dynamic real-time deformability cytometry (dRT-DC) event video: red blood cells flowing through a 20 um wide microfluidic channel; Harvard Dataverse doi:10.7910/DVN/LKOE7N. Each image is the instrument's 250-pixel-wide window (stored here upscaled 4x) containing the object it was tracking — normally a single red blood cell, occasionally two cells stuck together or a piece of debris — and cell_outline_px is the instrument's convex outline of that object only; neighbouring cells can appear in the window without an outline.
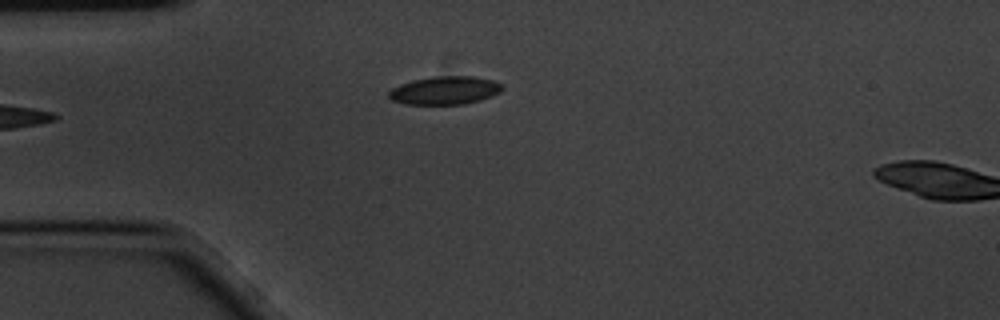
{"species": "common noctule bat (a hibernating species)", "species_latin": "Nyctalus noctula", "temperature_condition": "cold", "stored_images_in_passage": 4, "camera_frame_rate_fps": 3000, "um_per_image_px": 0.085, "animal": {"sex": "male", "body_mass_g": 20.1, "forearm_length_mm": 53.5}, "frame": {"image": 1, "passage_image": 4, "time_ms": 1.0, "image_size_px": [1000, 320], "cell_outline_px": [[504, 88], [500, 92], [480, 100], [464, 104], [404, 104], [392, 100], [388, 96], [388, 92], [392, 88], [400, 84], [412, 80], [432, 76], [472, 76], [492, 80], [500, 84]], "centroid_in_image_um": [37.78, 7.68], "position_along_channel_um": 47.2, "area_um2": 18.61}}